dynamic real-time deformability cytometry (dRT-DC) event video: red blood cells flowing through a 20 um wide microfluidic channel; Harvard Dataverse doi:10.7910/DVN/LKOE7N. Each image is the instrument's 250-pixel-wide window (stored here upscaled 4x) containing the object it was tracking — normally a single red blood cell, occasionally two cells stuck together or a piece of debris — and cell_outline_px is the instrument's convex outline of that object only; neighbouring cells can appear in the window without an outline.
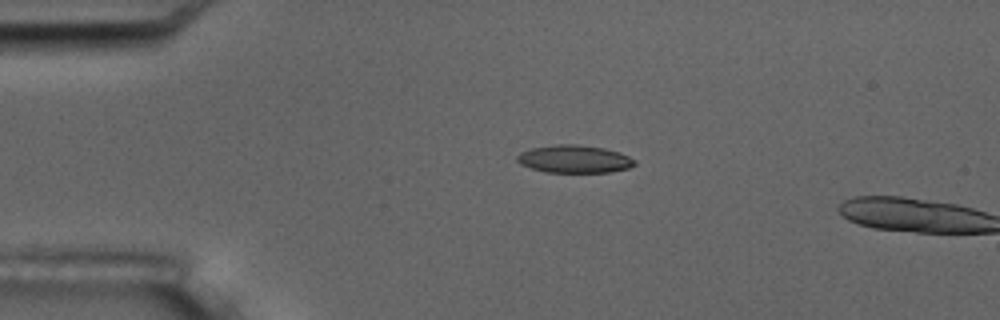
{"species": "common noctule bat (a hibernating species)", "species_latin": "Nyctalus noctula", "temperature_condition": "room temperature", "stored_images_in_passage": 6, "camera_frame_rate_fps": 3000, "um_per_image_px": 0.085, "animal": {"sex": "male", "body_mass_g": 17.5, "forearm_length_mm": 52.3}, "frame": {"image": 1, "passage_image": 6, "time_ms": 5.667, "image_size_px": [1000, 320], "cell_outline_px": [[636, 164], [628, 168], [608, 172], [544, 172], [520, 164], [516, 160], [516, 156], [520, 152], [532, 148], [556, 144], [576, 144], [604, 148], [620, 152], [636, 160]], "centroid_in_image_um": [48.81, 13.51], "position_along_channel_um": 36.2, "area_um2": 19.02}}